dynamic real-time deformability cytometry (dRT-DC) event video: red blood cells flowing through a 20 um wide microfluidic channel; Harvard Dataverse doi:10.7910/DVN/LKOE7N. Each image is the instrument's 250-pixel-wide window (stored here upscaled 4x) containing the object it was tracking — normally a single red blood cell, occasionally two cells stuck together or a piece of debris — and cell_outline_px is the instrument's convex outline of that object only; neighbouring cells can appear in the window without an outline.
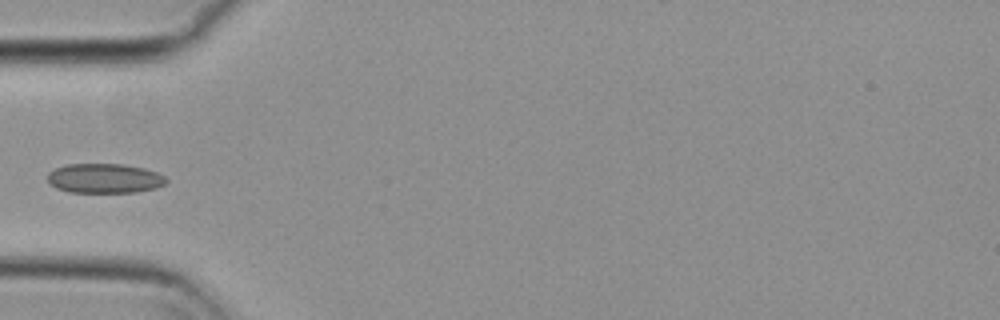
{"species": "common noctule bat (a hibernating species)", "species_latin": "Nyctalus noctula", "temperature_condition": "cold", "stored_images_in_passage": 38, "camera_frame_rate_fps": 3000, "um_per_image_px": 0.085, "animal": {"sex": "female", "body_mass_g": 29.2, "forearm_length_mm": 56.3}, "frame": {"image": 1, "passage_image": 1, "time_ms": 0.0, "image_size_px": [1000, 320], "cell_outline_px": [[168, 180], [164, 184], [156, 188], [136, 192], [68, 192], [56, 188], [48, 184], [48, 172], [56, 168], [68, 164], [120, 164], [144, 168], [156, 172], [164, 176]], "centroid_in_image_um": [8.86, 15.16], "position_along_channel_um": 76.1, "area_um2": 20.46}}
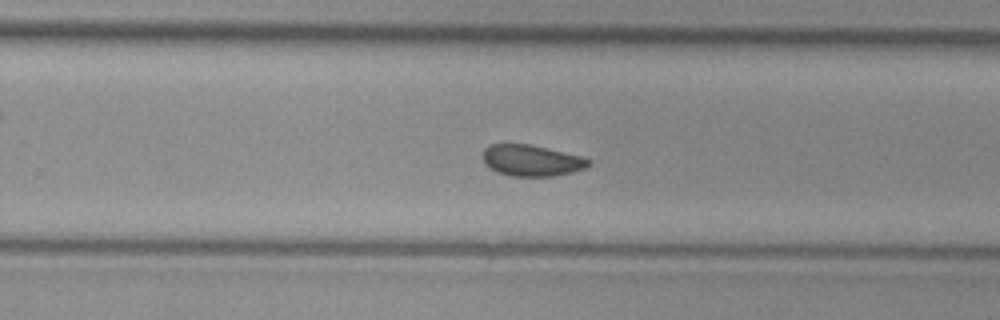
{"frame": {"image": 2, "passage_image": 18, "time_ms": 5.667, "image_size_px": [1000, 320], "cell_outline_px": [[592, 164], [584, 168], [572, 172], [552, 176], [508, 176], [496, 172], [484, 164], [484, 148], [488, 144], [528, 144], [584, 156], [592, 160]], "centroid_in_image_um": [45.2, 13.64], "position_along_channel_um": 284.6, "area_um2": 19.42}}
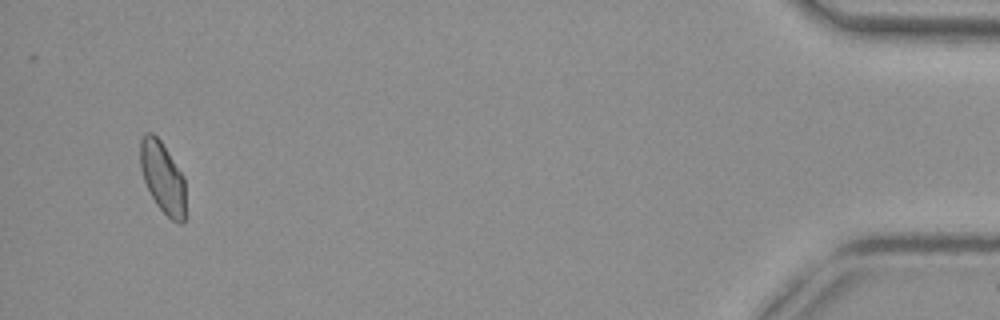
{"frame": {"image": 3, "passage_image": 36, "time_ms": 11.667, "image_size_px": [1000, 320], "cell_outline_px": [[184, 220], [180, 224], [172, 220], [156, 204], [144, 180], [140, 168], [140, 140], [148, 132], [152, 132], [160, 140], [184, 176]], "centroid_in_image_um": [13.81, 15.07], "position_along_channel_um": 421.4, "area_um2": 18.5}}